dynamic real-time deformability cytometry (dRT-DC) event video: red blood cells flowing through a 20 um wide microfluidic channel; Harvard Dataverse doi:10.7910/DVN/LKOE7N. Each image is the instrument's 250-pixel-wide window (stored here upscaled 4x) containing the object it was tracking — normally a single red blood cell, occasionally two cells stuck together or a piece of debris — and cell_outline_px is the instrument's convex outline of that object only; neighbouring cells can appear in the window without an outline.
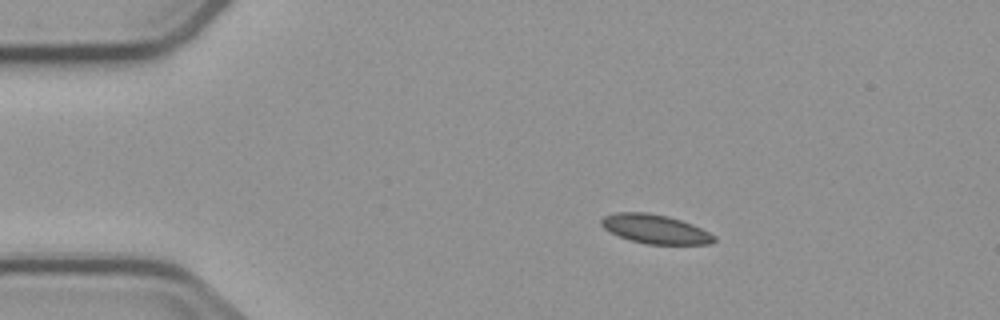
{"species": "common noctule bat (a hibernating species)", "species_latin": "Nyctalus noctula", "temperature_condition": "cold", "stored_images_in_passage": 6, "camera_frame_rate_fps": 3000, "um_per_image_px": 0.085, "animal": {"sex": "male", "body_mass_g": 23.1, "forearm_length_mm": 52.7}, "frame": {"image": 1, "passage_image": 1, "time_ms": 0.0, "image_size_px": [1000, 320], "cell_outline_px": [[716, 240], [708, 244], [644, 244], [620, 236], [604, 228], [600, 224], [600, 220], [604, 216], [616, 212], [648, 212], [668, 216], [692, 224], [716, 236]], "centroid_in_image_um": [55.68, 19.46], "position_along_channel_um": 29.3, "area_um2": 18.96}}
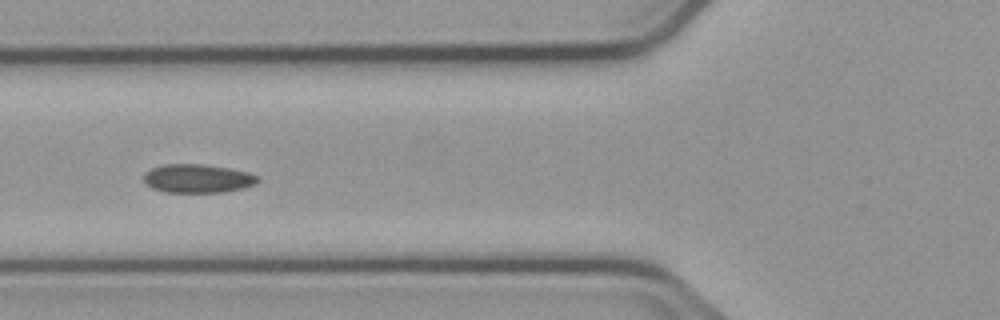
{"frame": {"image": 2, "passage_image": 4, "time_ms": 3.667, "image_size_px": [1000, 320], "cell_outline_px": [[260, 180], [256, 184], [244, 188], [224, 192], [164, 192], [152, 188], [144, 180], [144, 172], [152, 168], [164, 164], [204, 164], [228, 168], [248, 172], [260, 176]], "centroid_in_image_um": [16.83, 15.17], "position_along_channel_um": 109.0, "area_um2": 19.13}}
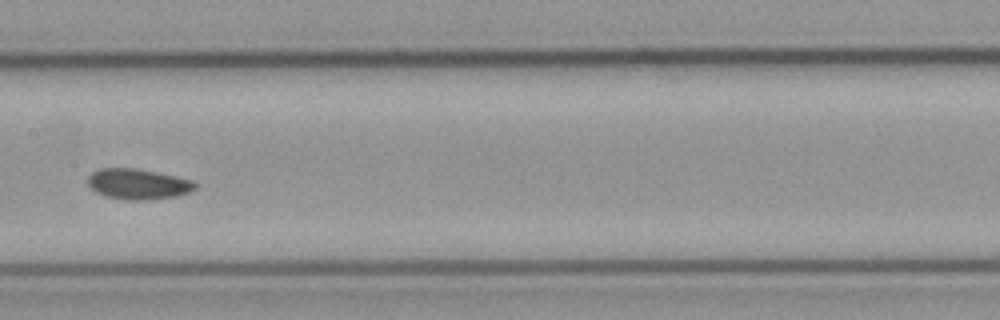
{"frame": {"image": 3, "passage_image": 6, "time_ms": 6.0, "image_size_px": [1000, 320], "cell_outline_px": [[196, 188], [188, 192], [176, 196], [148, 200], [128, 200], [104, 196], [96, 192], [88, 184], [88, 176], [92, 172], [100, 168], [136, 168], [156, 172], [192, 180], [196, 184]], "centroid_in_image_um": [11.71, 15.64], "position_along_channel_um": 195.7, "area_um2": 19.02}}